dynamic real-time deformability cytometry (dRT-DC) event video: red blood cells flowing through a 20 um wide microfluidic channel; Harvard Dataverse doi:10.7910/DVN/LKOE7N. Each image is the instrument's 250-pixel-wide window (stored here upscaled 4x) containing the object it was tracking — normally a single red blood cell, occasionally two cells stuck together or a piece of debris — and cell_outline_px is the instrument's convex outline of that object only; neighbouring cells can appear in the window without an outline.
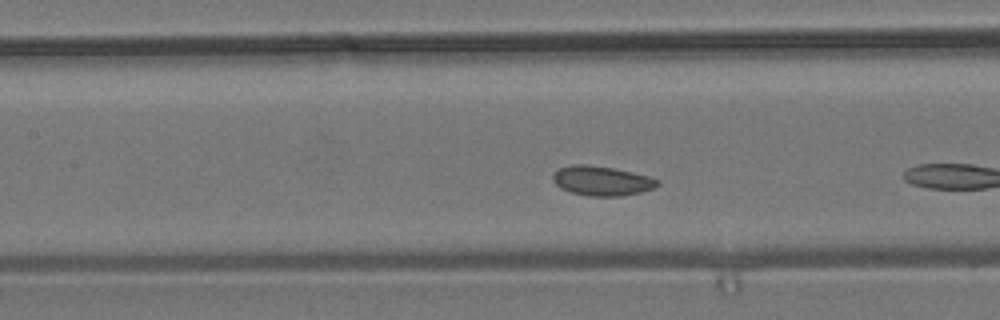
{"species": "common noctule bat (a hibernating species)", "species_latin": "Nyctalus noctula", "temperature_condition": "room temperature", "stored_images_in_passage": 12, "camera_frame_rate_fps": 3000, "um_per_image_px": 0.085, "animal": {"sex": "male", "body_mass_g": 19.2, "forearm_length_mm": 51.8}, "frame": {"image": 1, "passage_image": 9, "time_ms": 2.667, "image_size_px": [1000, 320], "cell_outline_px": [[660, 184], [652, 188], [640, 192], [620, 196], [588, 196], [572, 192], [560, 188], [552, 180], [552, 176], [560, 168], [572, 164], [584, 164], [612, 168], [632, 172], [648, 176], [660, 180]], "centroid_in_image_um": [51.15, 15.37], "position_along_channel_um": 156.3, "area_um2": 17.86}}